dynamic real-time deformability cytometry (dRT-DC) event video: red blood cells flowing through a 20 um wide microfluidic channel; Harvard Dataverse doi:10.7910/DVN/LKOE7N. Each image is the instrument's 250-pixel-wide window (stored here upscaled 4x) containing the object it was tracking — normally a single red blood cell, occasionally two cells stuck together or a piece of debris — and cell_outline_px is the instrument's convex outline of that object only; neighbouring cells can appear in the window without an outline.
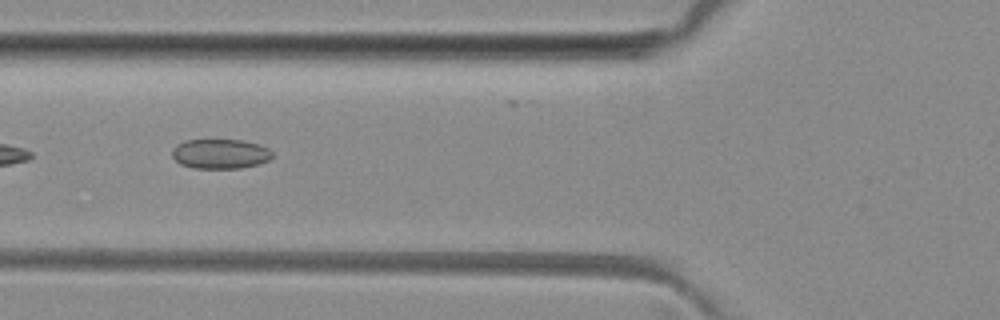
{"species": "common noctule bat (a hibernating species)", "species_latin": "Nyctalus noctula", "temperature_condition": "room temperature", "stored_images_in_passage": 4, "camera_frame_rate_fps": 3000, "um_per_image_px": 0.085, "animal": {"sex": "female", "body_mass_g": 29.2, "forearm_length_mm": 56.3}, "frame": {"image": 1, "passage_image": 4, "time_ms": 4.0, "image_size_px": [1000, 320], "cell_outline_px": [[272, 156], [268, 160], [256, 164], [240, 168], [196, 168], [180, 164], [172, 156], [172, 148], [176, 144], [184, 140], [244, 140], [260, 144], [268, 148], [272, 152]], "centroid_in_image_um": [18.7, 13.06], "position_along_channel_um": 107.1, "area_um2": 17.34}}